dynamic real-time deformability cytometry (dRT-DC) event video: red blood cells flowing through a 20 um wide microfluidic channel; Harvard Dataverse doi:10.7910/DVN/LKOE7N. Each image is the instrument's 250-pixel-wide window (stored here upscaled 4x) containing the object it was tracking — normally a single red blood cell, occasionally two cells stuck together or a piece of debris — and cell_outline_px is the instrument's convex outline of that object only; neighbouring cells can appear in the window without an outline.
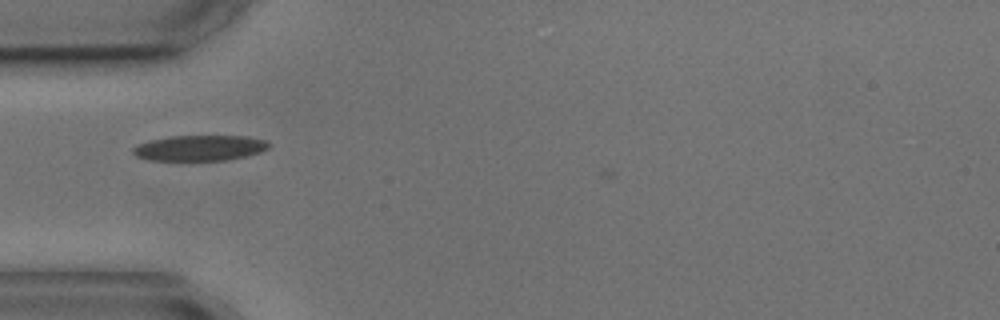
{"species": "common noctule bat (a hibernating species)", "species_latin": "Nyctalus noctula", "temperature_condition": "cold", "stored_images_in_passage": 2, "camera_frame_rate_fps": 3000, "um_per_image_px": 0.085, "animal": {"sex": "male", "body_mass_g": 17.9, "forearm_length_mm": 54.2}, "frame": {"image": 1, "passage_image": 1, "time_ms": 0.0, "image_size_px": [1000, 320], "cell_outline_px": [[272, 144], [268, 148], [260, 152], [248, 156], [228, 160], [148, 160], [136, 156], [132, 152], [132, 148], [136, 144], [168, 136], [248, 136], [268, 140]], "centroid_in_image_um": [17.01, 12.57], "position_along_channel_um": 68.0, "area_um2": 20.46}}